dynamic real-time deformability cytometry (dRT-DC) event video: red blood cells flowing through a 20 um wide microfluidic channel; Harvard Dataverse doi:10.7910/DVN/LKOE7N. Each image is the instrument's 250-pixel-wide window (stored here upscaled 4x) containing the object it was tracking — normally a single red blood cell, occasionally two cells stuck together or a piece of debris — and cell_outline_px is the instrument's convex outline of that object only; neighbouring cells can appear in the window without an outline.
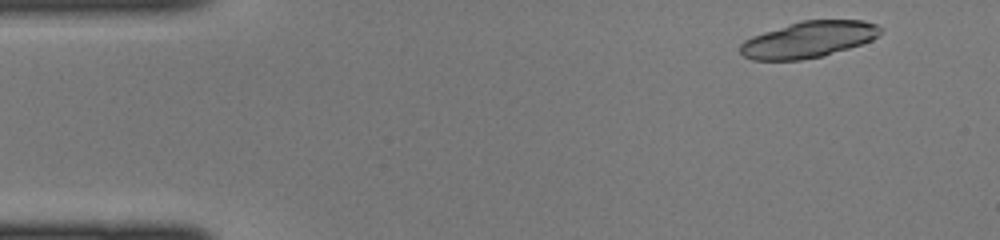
{"species": "common noctule bat (a hibernating species)", "species_latin": "Nyctalus noctula", "temperature_condition": "cold", "stored_images_in_passage": 9, "camera_frame_rate_fps": 3000, "um_per_image_px": 0.085, "animal": {"sex": "female", "body_mass_g": 22.0, "forearm_length_mm": 56.7}, "frame": {"image": 1, "passage_image": 3, "time_ms": 0.667, "image_size_px": [1000, 240], "cell_outline_px": [[884, 28], [872, 40], [824, 56], [800, 60], [752, 60], [744, 56], [740, 52], [740, 44], [744, 40], [752, 36], [800, 20], [864, 20], [876, 24]], "centroid_in_image_um": [68.72, 3.36], "position_along_channel_um": 16.3, "area_um2": 29.59}}